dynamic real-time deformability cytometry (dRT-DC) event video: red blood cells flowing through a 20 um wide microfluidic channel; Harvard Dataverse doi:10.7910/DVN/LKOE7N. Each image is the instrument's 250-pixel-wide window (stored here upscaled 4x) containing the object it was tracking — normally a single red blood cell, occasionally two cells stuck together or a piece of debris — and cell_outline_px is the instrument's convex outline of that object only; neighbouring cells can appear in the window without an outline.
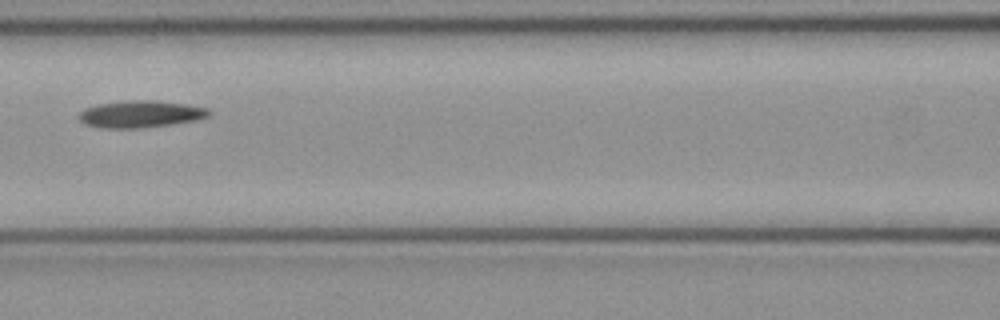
{"species": "common noctule bat (a hibernating species)", "species_latin": "Nyctalus noctula", "temperature_condition": "cold", "stored_images_in_passage": 3, "camera_frame_rate_fps": 3000, "um_per_image_px": 0.085, "animal": {"sex": "female", "body_mass_g": 21.9}, "frame": {"image": 1, "passage_image": 3, "time_ms": 0.667, "image_size_px": [1000, 320], "cell_outline_px": [[212, 112], [208, 116], [196, 120], [172, 124], [144, 128], [100, 128], [84, 124], [76, 116], [84, 108], [96, 104], [132, 100], [152, 100], [188, 104], [208, 108]], "centroid_in_image_um": [11.92, 9.7], "position_along_channel_um": 154.7, "area_um2": 20.69}}